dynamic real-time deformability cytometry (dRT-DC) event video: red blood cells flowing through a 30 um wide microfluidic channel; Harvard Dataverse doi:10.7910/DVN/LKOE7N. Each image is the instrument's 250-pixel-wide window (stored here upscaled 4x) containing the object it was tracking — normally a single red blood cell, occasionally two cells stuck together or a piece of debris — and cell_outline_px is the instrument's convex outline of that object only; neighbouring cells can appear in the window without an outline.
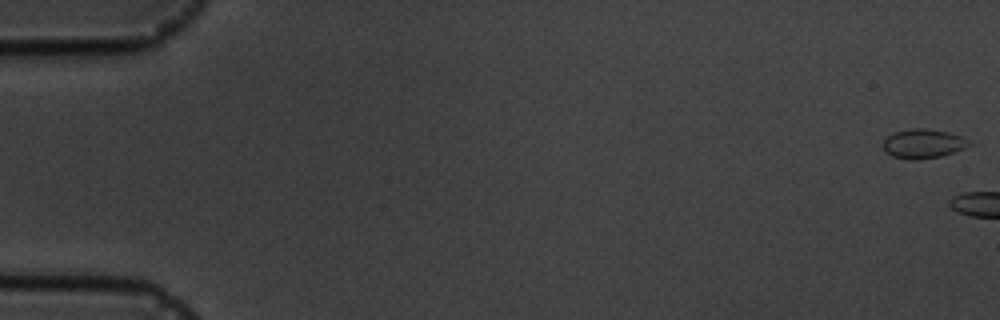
{"species": "common noctule bat (a hibernating species)", "species_latin": "Nyctalus noctula", "temperature_condition": "cold", "stored_images_in_passage": 2, "camera_frame_rate_fps": 3000, "um_per_image_px": 0.085, "animal": {"sex": "male", "body_mass_g": 19.5, "forearm_length_mm": 54.6}, "frame": {"image": 1, "passage_image": 1, "time_ms": 0.0, "image_size_px": [1000, 320], "cell_outline_px": [[972, 144], [964, 148], [940, 156], [916, 160], [912, 160], [892, 156], [884, 152], [884, 140], [892, 132], [912, 128], [928, 128], [948, 132], [960, 136]], "centroid_in_image_um": [78.42, 12.2], "position_along_channel_um": 6.6, "area_um2": 14.57}}